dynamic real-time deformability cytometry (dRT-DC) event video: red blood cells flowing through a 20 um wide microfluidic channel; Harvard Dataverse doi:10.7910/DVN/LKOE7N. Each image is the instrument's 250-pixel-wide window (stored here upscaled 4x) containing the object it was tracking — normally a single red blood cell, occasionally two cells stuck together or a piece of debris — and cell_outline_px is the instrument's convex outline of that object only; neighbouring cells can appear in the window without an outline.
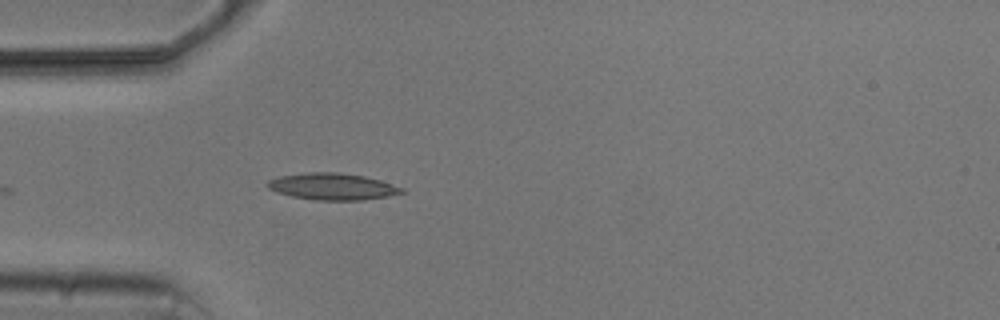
{"species": "common noctule bat (a hibernating species)", "species_latin": "Nyctalus noctula", "temperature_condition": "cold", "stored_images_in_passage": 1, "camera_frame_rate_fps": 3000, "um_per_image_px": 0.085, "animal": {"sex": "male", "body_mass_g": 20.5, "forearm_length_mm": 52.5}, "frame": {"image": 1, "passage_image": 1, "time_ms": 0.0, "image_size_px": [1000, 320], "cell_outline_px": [[404, 192], [388, 196], [364, 200], [316, 200], [292, 196], [268, 188], [264, 184], [268, 180], [280, 176], [308, 172], [340, 172], [364, 176], [380, 180], [404, 188]], "centroid_in_image_um": [28.26, 15.85], "position_along_channel_um": 56.7, "area_um2": 20.81}}